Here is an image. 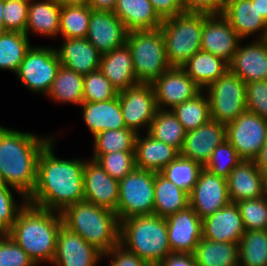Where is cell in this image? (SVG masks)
I'll return each instance as SVG.
<instances>
[{"instance_id": "obj_1", "label": "cell", "mask_w": 267, "mask_h": 266, "mask_svg": "<svg viewBox=\"0 0 267 266\" xmlns=\"http://www.w3.org/2000/svg\"><path fill=\"white\" fill-rule=\"evenodd\" d=\"M55 139L58 140L54 137L39 155L36 186L27 201L36 207L61 213L67 206L84 200L86 160L81 157L58 158L54 154Z\"/></svg>"}, {"instance_id": "obj_2", "label": "cell", "mask_w": 267, "mask_h": 266, "mask_svg": "<svg viewBox=\"0 0 267 266\" xmlns=\"http://www.w3.org/2000/svg\"><path fill=\"white\" fill-rule=\"evenodd\" d=\"M56 136H38L0 125V173L6 185L28 198L36 186L39 155Z\"/></svg>"}, {"instance_id": "obj_3", "label": "cell", "mask_w": 267, "mask_h": 266, "mask_svg": "<svg viewBox=\"0 0 267 266\" xmlns=\"http://www.w3.org/2000/svg\"><path fill=\"white\" fill-rule=\"evenodd\" d=\"M62 225L60 212L42 209L27 202L7 234L36 265L45 262L52 264Z\"/></svg>"}, {"instance_id": "obj_4", "label": "cell", "mask_w": 267, "mask_h": 266, "mask_svg": "<svg viewBox=\"0 0 267 266\" xmlns=\"http://www.w3.org/2000/svg\"><path fill=\"white\" fill-rule=\"evenodd\" d=\"M63 225L80 235L102 254L119 244L120 222L117 214L83 200L62 212Z\"/></svg>"}, {"instance_id": "obj_5", "label": "cell", "mask_w": 267, "mask_h": 266, "mask_svg": "<svg viewBox=\"0 0 267 266\" xmlns=\"http://www.w3.org/2000/svg\"><path fill=\"white\" fill-rule=\"evenodd\" d=\"M119 244L149 266H157L171 252L166 218L132 216L120 221Z\"/></svg>"}, {"instance_id": "obj_6", "label": "cell", "mask_w": 267, "mask_h": 266, "mask_svg": "<svg viewBox=\"0 0 267 266\" xmlns=\"http://www.w3.org/2000/svg\"><path fill=\"white\" fill-rule=\"evenodd\" d=\"M166 56L172 67H181L201 50L203 14L182 12L164 19L160 26Z\"/></svg>"}, {"instance_id": "obj_7", "label": "cell", "mask_w": 267, "mask_h": 266, "mask_svg": "<svg viewBox=\"0 0 267 266\" xmlns=\"http://www.w3.org/2000/svg\"><path fill=\"white\" fill-rule=\"evenodd\" d=\"M126 44L131 51L138 83L152 84L172 67L167 60L164 37L160 28L130 31Z\"/></svg>"}, {"instance_id": "obj_8", "label": "cell", "mask_w": 267, "mask_h": 266, "mask_svg": "<svg viewBox=\"0 0 267 266\" xmlns=\"http://www.w3.org/2000/svg\"><path fill=\"white\" fill-rule=\"evenodd\" d=\"M204 92L209 100L211 120L227 125L247 110L246 83L230 70L208 85Z\"/></svg>"}, {"instance_id": "obj_9", "label": "cell", "mask_w": 267, "mask_h": 266, "mask_svg": "<svg viewBox=\"0 0 267 266\" xmlns=\"http://www.w3.org/2000/svg\"><path fill=\"white\" fill-rule=\"evenodd\" d=\"M156 172L135 168L119 181L116 214L119 222L132 216L153 215Z\"/></svg>"}, {"instance_id": "obj_10", "label": "cell", "mask_w": 267, "mask_h": 266, "mask_svg": "<svg viewBox=\"0 0 267 266\" xmlns=\"http://www.w3.org/2000/svg\"><path fill=\"white\" fill-rule=\"evenodd\" d=\"M60 66L55 47L32 45L15 75L29 91L47 96Z\"/></svg>"}, {"instance_id": "obj_11", "label": "cell", "mask_w": 267, "mask_h": 266, "mask_svg": "<svg viewBox=\"0 0 267 266\" xmlns=\"http://www.w3.org/2000/svg\"><path fill=\"white\" fill-rule=\"evenodd\" d=\"M226 139L243 160H253L267 141V120L246 110L226 125Z\"/></svg>"}, {"instance_id": "obj_12", "label": "cell", "mask_w": 267, "mask_h": 266, "mask_svg": "<svg viewBox=\"0 0 267 266\" xmlns=\"http://www.w3.org/2000/svg\"><path fill=\"white\" fill-rule=\"evenodd\" d=\"M118 98L126 128L146 133L157 111L152 85L139 83L118 92Z\"/></svg>"}, {"instance_id": "obj_13", "label": "cell", "mask_w": 267, "mask_h": 266, "mask_svg": "<svg viewBox=\"0 0 267 266\" xmlns=\"http://www.w3.org/2000/svg\"><path fill=\"white\" fill-rule=\"evenodd\" d=\"M229 203L227 179L203 168L189 195V205L203 220Z\"/></svg>"}, {"instance_id": "obj_14", "label": "cell", "mask_w": 267, "mask_h": 266, "mask_svg": "<svg viewBox=\"0 0 267 266\" xmlns=\"http://www.w3.org/2000/svg\"><path fill=\"white\" fill-rule=\"evenodd\" d=\"M151 85L157 109L161 110H171L202 90L181 67H171Z\"/></svg>"}, {"instance_id": "obj_15", "label": "cell", "mask_w": 267, "mask_h": 266, "mask_svg": "<svg viewBox=\"0 0 267 266\" xmlns=\"http://www.w3.org/2000/svg\"><path fill=\"white\" fill-rule=\"evenodd\" d=\"M241 40L222 14H203L201 50L230 64Z\"/></svg>"}, {"instance_id": "obj_16", "label": "cell", "mask_w": 267, "mask_h": 266, "mask_svg": "<svg viewBox=\"0 0 267 266\" xmlns=\"http://www.w3.org/2000/svg\"><path fill=\"white\" fill-rule=\"evenodd\" d=\"M84 200L116 212L119 181L112 178L93 159L85 161L83 169Z\"/></svg>"}, {"instance_id": "obj_17", "label": "cell", "mask_w": 267, "mask_h": 266, "mask_svg": "<svg viewBox=\"0 0 267 266\" xmlns=\"http://www.w3.org/2000/svg\"><path fill=\"white\" fill-rule=\"evenodd\" d=\"M168 240L172 253L194 254L203 238L202 219L189 205L166 218Z\"/></svg>"}, {"instance_id": "obj_18", "label": "cell", "mask_w": 267, "mask_h": 266, "mask_svg": "<svg viewBox=\"0 0 267 266\" xmlns=\"http://www.w3.org/2000/svg\"><path fill=\"white\" fill-rule=\"evenodd\" d=\"M102 253L80 235L61 226L58 237L53 266H97L101 262Z\"/></svg>"}, {"instance_id": "obj_19", "label": "cell", "mask_w": 267, "mask_h": 266, "mask_svg": "<svg viewBox=\"0 0 267 266\" xmlns=\"http://www.w3.org/2000/svg\"><path fill=\"white\" fill-rule=\"evenodd\" d=\"M129 31L123 22L109 11L93 10L86 39L105 54L126 44Z\"/></svg>"}, {"instance_id": "obj_20", "label": "cell", "mask_w": 267, "mask_h": 266, "mask_svg": "<svg viewBox=\"0 0 267 266\" xmlns=\"http://www.w3.org/2000/svg\"><path fill=\"white\" fill-rule=\"evenodd\" d=\"M225 140L226 125L210 120L197 129L186 132L180 155L204 167L215 148Z\"/></svg>"}, {"instance_id": "obj_21", "label": "cell", "mask_w": 267, "mask_h": 266, "mask_svg": "<svg viewBox=\"0 0 267 266\" xmlns=\"http://www.w3.org/2000/svg\"><path fill=\"white\" fill-rule=\"evenodd\" d=\"M222 15L243 41L250 36L267 38V22L259 14L257 0H226Z\"/></svg>"}, {"instance_id": "obj_22", "label": "cell", "mask_w": 267, "mask_h": 266, "mask_svg": "<svg viewBox=\"0 0 267 266\" xmlns=\"http://www.w3.org/2000/svg\"><path fill=\"white\" fill-rule=\"evenodd\" d=\"M239 43L229 64V70L238 75L244 83L267 80V39H256L246 45Z\"/></svg>"}, {"instance_id": "obj_23", "label": "cell", "mask_w": 267, "mask_h": 266, "mask_svg": "<svg viewBox=\"0 0 267 266\" xmlns=\"http://www.w3.org/2000/svg\"><path fill=\"white\" fill-rule=\"evenodd\" d=\"M245 232L238 205L233 202L202 220V234L207 240L239 244Z\"/></svg>"}, {"instance_id": "obj_24", "label": "cell", "mask_w": 267, "mask_h": 266, "mask_svg": "<svg viewBox=\"0 0 267 266\" xmlns=\"http://www.w3.org/2000/svg\"><path fill=\"white\" fill-rule=\"evenodd\" d=\"M62 40L61 47L55 48L62 66L82 75L99 69L102 54L86 38Z\"/></svg>"}, {"instance_id": "obj_25", "label": "cell", "mask_w": 267, "mask_h": 266, "mask_svg": "<svg viewBox=\"0 0 267 266\" xmlns=\"http://www.w3.org/2000/svg\"><path fill=\"white\" fill-rule=\"evenodd\" d=\"M83 121L92 137L105 130L126 128L118 95L106 101L86 102L80 105Z\"/></svg>"}, {"instance_id": "obj_26", "label": "cell", "mask_w": 267, "mask_h": 266, "mask_svg": "<svg viewBox=\"0 0 267 266\" xmlns=\"http://www.w3.org/2000/svg\"><path fill=\"white\" fill-rule=\"evenodd\" d=\"M227 185L233 203L265 195L262 172L253 160H242L235 166L227 178Z\"/></svg>"}, {"instance_id": "obj_27", "label": "cell", "mask_w": 267, "mask_h": 266, "mask_svg": "<svg viewBox=\"0 0 267 266\" xmlns=\"http://www.w3.org/2000/svg\"><path fill=\"white\" fill-rule=\"evenodd\" d=\"M99 70L118 92L139 84L135 77L132 55L127 44L102 54Z\"/></svg>"}, {"instance_id": "obj_28", "label": "cell", "mask_w": 267, "mask_h": 266, "mask_svg": "<svg viewBox=\"0 0 267 266\" xmlns=\"http://www.w3.org/2000/svg\"><path fill=\"white\" fill-rule=\"evenodd\" d=\"M134 152L136 168L156 173L180 154L175 147L157 141L147 133L137 134Z\"/></svg>"}, {"instance_id": "obj_29", "label": "cell", "mask_w": 267, "mask_h": 266, "mask_svg": "<svg viewBox=\"0 0 267 266\" xmlns=\"http://www.w3.org/2000/svg\"><path fill=\"white\" fill-rule=\"evenodd\" d=\"M113 12L129 32L158 29L163 22L149 0H117Z\"/></svg>"}, {"instance_id": "obj_30", "label": "cell", "mask_w": 267, "mask_h": 266, "mask_svg": "<svg viewBox=\"0 0 267 266\" xmlns=\"http://www.w3.org/2000/svg\"><path fill=\"white\" fill-rule=\"evenodd\" d=\"M36 1L29 3L25 34L28 37L31 32L44 37H58L61 5L55 0Z\"/></svg>"}, {"instance_id": "obj_31", "label": "cell", "mask_w": 267, "mask_h": 266, "mask_svg": "<svg viewBox=\"0 0 267 266\" xmlns=\"http://www.w3.org/2000/svg\"><path fill=\"white\" fill-rule=\"evenodd\" d=\"M181 68L204 90L229 70V64L212 53L199 50Z\"/></svg>"}, {"instance_id": "obj_32", "label": "cell", "mask_w": 267, "mask_h": 266, "mask_svg": "<svg viewBox=\"0 0 267 266\" xmlns=\"http://www.w3.org/2000/svg\"><path fill=\"white\" fill-rule=\"evenodd\" d=\"M187 206H189V195L160 173H156L153 215L167 218Z\"/></svg>"}, {"instance_id": "obj_33", "label": "cell", "mask_w": 267, "mask_h": 266, "mask_svg": "<svg viewBox=\"0 0 267 266\" xmlns=\"http://www.w3.org/2000/svg\"><path fill=\"white\" fill-rule=\"evenodd\" d=\"M193 255L198 266H239L237 243L202 238Z\"/></svg>"}, {"instance_id": "obj_34", "label": "cell", "mask_w": 267, "mask_h": 266, "mask_svg": "<svg viewBox=\"0 0 267 266\" xmlns=\"http://www.w3.org/2000/svg\"><path fill=\"white\" fill-rule=\"evenodd\" d=\"M83 80L84 75L61 65L47 97L55 103L80 106L83 102Z\"/></svg>"}, {"instance_id": "obj_35", "label": "cell", "mask_w": 267, "mask_h": 266, "mask_svg": "<svg viewBox=\"0 0 267 266\" xmlns=\"http://www.w3.org/2000/svg\"><path fill=\"white\" fill-rule=\"evenodd\" d=\"M157 141L164 142L181 151L186 131L171 110L157 109L146 132Z\"/></svg>"}, {"instance_id": "obj_36", "label": "cell", "mask_w": 267, "mask_h": 266, "mask_svg": "<svg viewBox=\"0 0 267 266\" xmlns=\"http://www.w3.org/2000/svg\"><path fill=\"white\" fill-rule=\"evenodd\" d=\"M29 40L25 33L18 31L0 33V69L15 75L32 46Z\"/></svg>"}, {"instance_id": "obj_37", "label": "cell", "mask_w": 267, "mask_h": 266, "mask_svg": "<svg viewBox=\"0 0 267 266\" xmlns=\"http://www.w3.org/2000/svg\"><path fill=\"white\" fill-rule=\"evenodd\" d=\"M201 90L193 98L171 109L186 132L197 129L211 120V110L207 94Z\"/></svg>"}, {"instance_id": "obj_38", "label": "cell", "mask_w": 267, "mask_h": 266, "mask_svg": "<svg viewBox=\"0 0 267 266\" xmlns=\"http://www.w3.org/2000/svg\"><path fill=\"white\" fill-rule=\"evenodd\" d=\"M203 168L200 163L179 154L159 173L190 195Z\"/></svg>"}, {"instance_id": "obj_39", "label": "cell", "mask_w": 267, "mask_h": 266, "mask_svg": "<svg viewBox=\"0 0 267 266\" xmlns=\"http://www.w3.org/2000/svg\"><path fill=\"white\" fill-rule=\"evenodd\" d=\"M137 133L129 128L105 130L93 138V153L90 159L96 160L102 154L118 151H134Z\"/></svg>"}, {"instance_id": "obj_40", "label": "cell", "mask_w": 267, "mask_h": 266, "mask_svg": "<svg viewBox=\"0 0 267 266\" xmlns=\"http://www.w3.org/2000/svg\"><path fill=\"white\" fill-rule=\"evenodd\" d=\"M92 11L88 5L61 6L59 36L62 39L86 38Z\"/></svg>"}, {"instance_id": "obj_41", "label": "cell", "mask_w": 267, "mask_h": 266, "mask_svg": "<svg viewBox=\"0 0 267 266\" xmlns=\"http://www.w3.org/2000/svg\"><path fill=\"white\" fill-rule=\"evenodd\" d=\"M239 266H267V236L264 230L246 231L238 244Z\"/></svg>"}, {"instance_id": "obj_42", "label": "cell", "mask_w": 267, "mask_h": 266, "mask_svg": "<svg viewBox=\"0 0 267 266\" xmlns=\"http://www.w3.org/2000/svg\"><path fill=\"white\" fill-rule=\"evenodd\" d=\"M242 160L236 149L226 139L215 148L204 168L215 175L227 179L230 172Z\"/></svg>"}, {"instance_id": "obj_43", "label": "cell", "mask_w": 267, "mask_h": 266, "mask_svg": "<svg viewBox=\"0 0 267 266\" xmlns=\"http://www.w3.org/2000/svg\"><path fill=\"white\" fill-rule=\"evenodd\" d=\"M238 205L245 231L264 230L267 224V196L245 199Z\"/></svg>"}, {"instance_id": "obj_44", "label": "cell", "mask_w": 267, "mask_h": 266, "mask_svg": "<svg viewBox=\"0 0 267 266\" xmlns=\"http://www.w3.org/2000/svg\"><path fill=\"white\" fill-rule=\"evenodd\" d=\"M117 95L118 91L99 69L84 75L83 101L101 102L113 99Z\"/></svg>"}, {"instance_id": "obj_45", "label": "cell", "mask_w": 267, "mask_h": 266, "mask_svg": "<svg viewBox=\"0 0 267 266\" xmlns=\"http://www.w3.org/2000/svg\"><path fill=\"white\" fill-rule=\"evenodd\" d=\"M22 199L15 200L13 192ZM27 198L17 189L10 186L0 187V234H7L15 223L19 211L27 204Z\"/></svg>"}, {"instance_id": "obj_46", "label": "cell", "mask_w": 267, "mask_h": 266, "mask_svg": "<svg viewBox=\"0 0 267 266\" xmlns=\"http://www.w3.org/2000/svg\"><path fill=\"white\" fill-rule=\"evenodd\" d=\"M112 178L120 181L136 168L134 151L102 154L96 160Z\"/></svg>"}, {"instance_id": "obj_47", "label": "cell", "mask_w": 267, "mask_h": 266, "mask_svg": "<svg viewBox=\"0 0 267 266\" xmlns=\"http://www.w3.org/2000/svg\"><path fill=\"white\" fill-rule=\"evenodd\" d=\"M29 3V0H4L2 15L5 31L25 33Z\"/></svg>"}, {"instance_id": "obj_48", "label": "cell", "mask_w": 267, "mask_h": 266, "mask_svg": "<svg viewBox=\"0 0 267 266\" xmlns=\"http://www.w3.org/2000/svg\"><path fill=\"white\" fill-rule=\"evenodd\" d=\"M0 266H37L8 234H0Z\"/></svg>"}, {"instance_id": "obj_49", "label": "cell", "mask_w": 267, "mask_h": 266, "mask_svg": "<svg viewBox=\"0 0 267 266\" xmlns=\"http://www.w3.org/2000/svg\"><path fill=\"white\" fill-rule=\"evenodd\" d=\"M247 110L267 120V80L246 84Z\"/></svg>"}, {"instance_id": "obj_50", "label": "cell", "mask_w": 267, "mask_h": 266, "mask_svg": "<svg viewBox=\"0 0 267 266\" xmlns=\"http://www.w3.org/2000/svg\"><path fill=\"white\" fill-rule=\"evenodd\" d=\"M102 258L103 260H108V266H149L144 260L125 249L121 244L102 254Z\"/></svg>"}, {"instance_id": "obj_51", "label": "cell", "mask_w": 267, "mask_h": 266, "mask_svg": "<svg viewBox=\"0 0 267 266\" xmlns=\"http://www.w3.org/2000/svg\"><path fill=\"white\" fill-rule=\"evenodd\" d=\"M226 0H182L184 12L222 14Z\"/></svg>"}, {"instance_id": "obj_52", "label": "cell", "mask_w": 267, "mask_h": 266, "mask_svg": "<svg viewBox=\"0 0 267 266\" xmlns=\"http://www.w3.org/2000/svg\"><path fill=\"white\" fill-rule=\"evenodd\" d=\"M159 17L164 20L184 12L182 0H149Z\"/></svg>"}, {"instance_id": "obj_53", "label": "cell", "mask_w": 267, "mask_h": 266, "mask_svg": "<svg viewBox=\"0 0 267 266\" xmlns=\"http://www.w3.org/2000/svg\"><path fill=\"white\" fill-rule=\"evenodd\" d=\"M157 266H198L193 254L170 253Z\"/></svg>"}, {"instance_id": "obj_54", "label": "cell", "mask_w": 267, "mask_h": 266, "mask_svg": "<svg viewBox=\"0 0 267 266\" xmlns=\"http://www.w3.org/2000/svg\"><path fill=\"white\" fill-rule=\"evenodd\" d=\"M117 0H89V7L92 10L113 12Z\"/></svg>"}, {"instance_id": "obj_55", "label": "cell", "mask_w": 267, "mask_h": 266, "mask_svg": "<svg viewBox=\"0 0 267 266\" xmlns=\"http://www.w3.org/2000/svg\"><path fill=\"white\" fill-rule=\"evenodd\" d=\"M253 161L260 171H267V141L259 150V153L253 159Z\"/></svg>"}, {"instance_id": "obj_56", "label": "cell", "mask_w": 267, "mask_h": 266, "mask_svg": "<svg viewBox=\"0 0 267 266\" xmlns=\"http://www.w3.org/2000/svg\"><path fill=\"white\" fill-rule=\"evenodd\" d=\"M61 6L89 5V0H55Z\"/></svg>"}, {"instance_id": "obj_57", "label": "cell", "mask_w": 267, "mask_h": 266, "mask_svg": "<svg viewBox=\"0 0 267 266\" xmlns=\"http://www.w3.org/2000/svg\"><path fill=\"white\" fill-rule=\"evenodd\" d=\"M257 9L259 14L267 22V0H257Z\"/></svg>"}, {"instance_id": "obj_58", "label": "cell", "mask_w": 267, "mask_h": 266, "mask_svg": "<svg viewBox=\"0 0 267 266\" xmlns=\"http://www.w3.org/2000/svg\"><path fill=\"white\" fill-rule=\"evenodd\" d=\"M3 7H4V0H0V33L5 32V26L2 15Z\"/></svg>"}, {"instance_id": "obj_59", "label": "cell", "mask_w": 267, "mask_h": 266, "mask_svg": "<svg viewBox=\"0 0 267 266\" xmlns=\"http://www.w3.org/2000/svg\"><path fill=\"white\" fill-rule=\"evenodd\" d=\"M263 176V189L264 193L267 196V171H261Z\"/></svg>"}, {"instance_id": "obj_60", "label": "cell", "mask_w": 267, "mask_h": 266, "mask_svg": "<svg viewBox=\"0 0 267 266\" xmlns=\"http://www.w3.org/2000/svg\"><path fill=\"white\" fill-rule=\"evenodd\" d=\"M5 185H6V183H5L3 177H2V175H1V173H0V187H1V186H5Z\"/></svg>"}, {"instance_id": "obj_61", "label": "cell", "mask_w": 267, "mask_h": 266, "mask_svg": "<svg viewBox=\"0 0 267 266\" xmlns=\"http://www.w3.org/2000/svg\"><path fill=\"white\" fill-rule=\"evenodd\" d=\"M264 231H265L266 236H267V224H266V227H265Z\"/></svg>"}]
</instances>
